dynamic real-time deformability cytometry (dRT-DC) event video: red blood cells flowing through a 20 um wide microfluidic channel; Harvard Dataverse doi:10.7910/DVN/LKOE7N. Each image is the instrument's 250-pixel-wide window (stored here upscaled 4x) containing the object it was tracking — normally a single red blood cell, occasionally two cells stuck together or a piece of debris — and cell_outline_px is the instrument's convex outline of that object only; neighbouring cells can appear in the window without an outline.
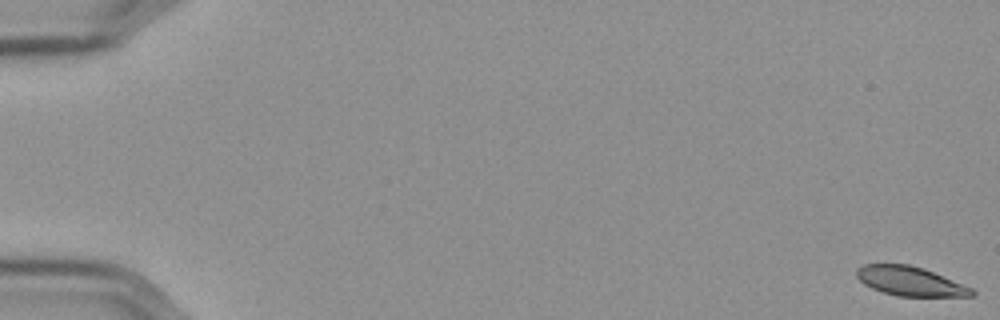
{"species": "Egyptian fruit bat (a non-hibernating species)", "species_latin": "Rousettus aegyptiacus", "temperature_condition": "cold", "stored_images_in_passage": 58, "camera_frame_rate_fps": 3000, "um_per_image_px": 0.085, "frame": {"image": 1, "passage_image": 1, "time_ms": 0.0, "image_size_px": [1000, 320], "cell_outline_px": [[976, 296], [896, 296], [872, 288], [864, 284], [856, 276], [856, 268], [864, 264], [908, 264], [924, 268], [972, 288], [976, 292]], "centroid_in_image_um": [77.36, 23.9], "position_along_channel_um": 7.6, "area_um2": 19.59}}
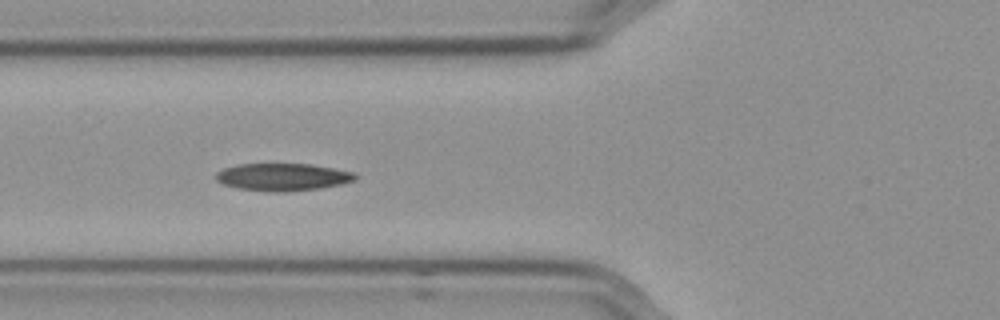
{"frame": {"image": 2, "passage_image": 23, "time_ms": 7.333, "image_size_px": [1000, 320], "cell_outline_px": [[356, 180], [340, 184], [320, 188], [288, 192], [272, 192], [236, 188], [224, 184], [216, 180], [216, 172], [224, 168], [240, 164], [308, 164], [332, 168], [352, 172], [356, 176]], "centroid_in_image_um": [24.0, 15.05], "position_along_channel_um": 101.8, "area_um2": 22.14}}
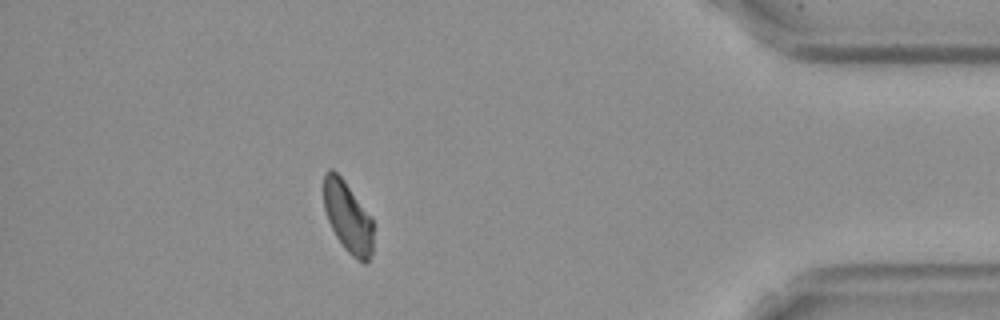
{"frame": {"image": 3, "passage_image": 52, "time_ms": 17.0, "image_size_px": [1000, 320], "cell_outline_px": [[372, 252], [368, 260], [364, 264], [356, 260], [344, 248], [336, 236], [328, 220], [324, 208], [324, 172], [328, 168], [332, 168], [344, 180], [372, 216]], "centroid_in_image_um": [29.56, 18.44], "position_along_channel_um": 405.6, "area_um2": 20.58}}